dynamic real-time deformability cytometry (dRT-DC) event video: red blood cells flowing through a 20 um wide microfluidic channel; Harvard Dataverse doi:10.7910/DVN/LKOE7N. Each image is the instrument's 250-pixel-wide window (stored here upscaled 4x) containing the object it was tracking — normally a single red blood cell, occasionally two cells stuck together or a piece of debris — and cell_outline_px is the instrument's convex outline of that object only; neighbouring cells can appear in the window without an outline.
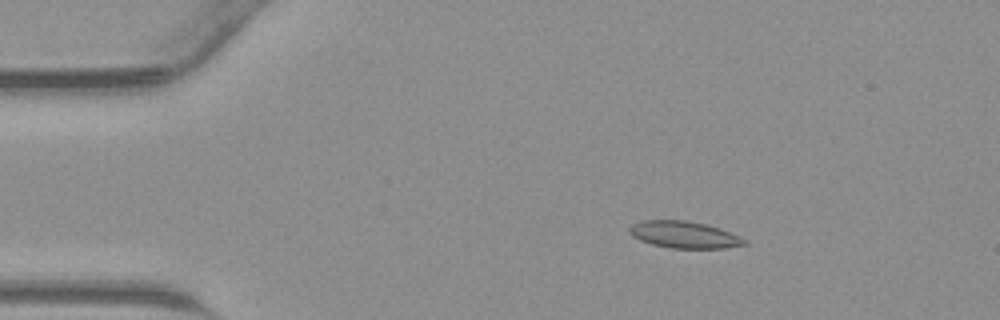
{"species": "common noctule bat (a hibernating species)", "species_latin": "Nyctalus noctula", "temperature_condition": "warm", "stored_images_in_passage": 43, "camera_frame_rate_fps": 3000, "um_per_image_px": 0.085, "animal": {"sex": "male", "body_mass_g": 23.1, "forearm_length_mm": 52.7}, "frame": {"image": 1, "passage_image": 6, "time_ms": 1.667, "image_size_px": [1000, 320], "cell_outline_px": [[748, 244], [724, 248], [672, 248], [652, 244], [640, 240], [632, 236], [628, 232], [628, 228], [632, 224], [640, 220], [684, 220], [704, 224], [720, 228], [740, 236], [748, 240]], "centroid_in_image_um": [58.15, 19.94], "position_along_channel_um": 26.9, "area_um2": 18.09}}
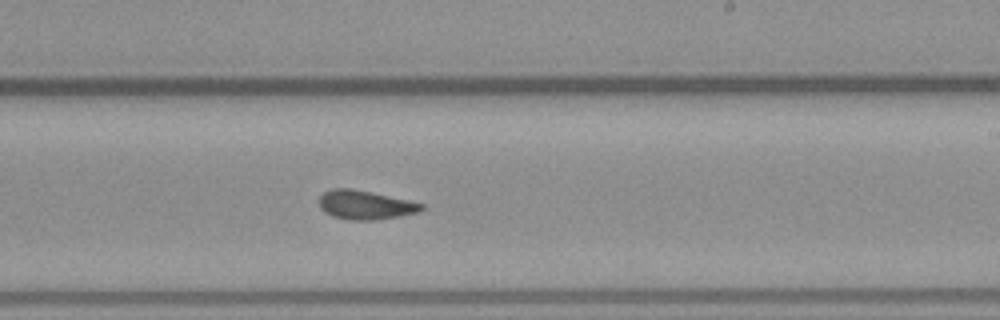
{"frame": {"image": 2, "passage_image": 25, "time_ms": 8.0, "image_size_px": [1000, 320], "cell_outline_px": [[424, 208], [420, 212], [376, 220], [348, 220], [332, 216], [324, 212], [320, 208], [320, 196], [324, 192], [332, 188], [352, 188], [424, 204]], "centroid_in_image_um": [31.02, 17.43], "position_along_channel_um": 258.0, "area_um2": 17.17}}
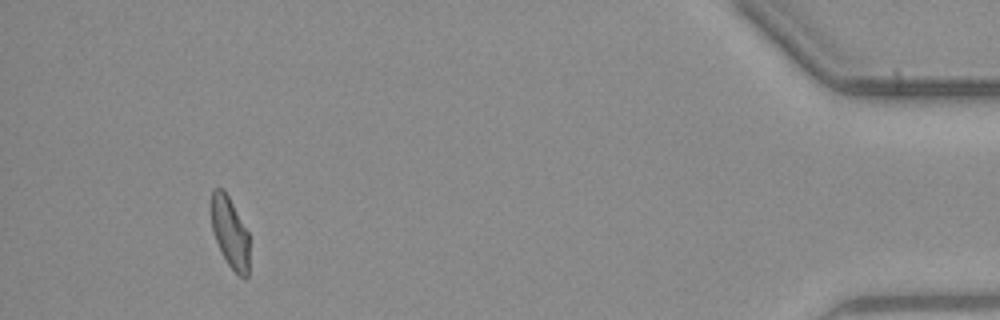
{"frame": {"image": 3, "passage_image": 40, "time_ms": 13.0, "image_size_px": [1000, 320], "cell_outline_px": [[248, 276], [244, 280], [228, 264], [216, 240], [212, 228], [212, 188], [224, 188], [248, 232]], "centroid_in_image_um": [19.55, 19.74], "position_along_channel_um": 415.6, "area_um2": 15.37}}